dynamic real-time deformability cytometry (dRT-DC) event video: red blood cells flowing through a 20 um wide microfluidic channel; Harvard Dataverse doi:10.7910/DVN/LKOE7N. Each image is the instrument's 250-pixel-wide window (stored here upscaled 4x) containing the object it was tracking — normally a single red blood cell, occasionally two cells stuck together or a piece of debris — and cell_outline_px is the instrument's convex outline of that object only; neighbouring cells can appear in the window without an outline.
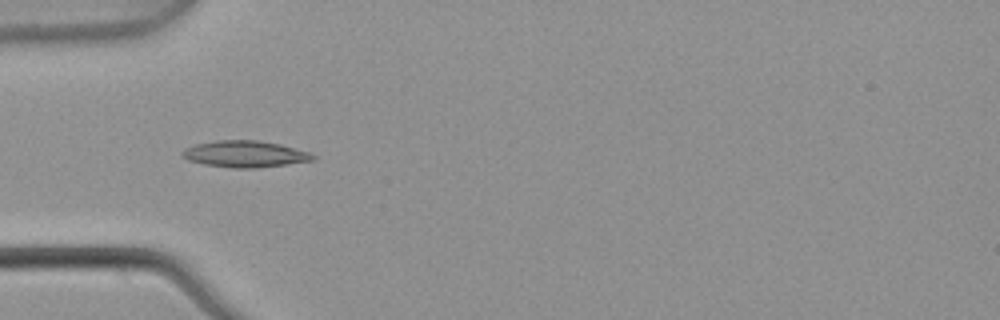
{"species": "common noctule bat (a hibernating species)", "species_latin": "Nyctalus noctula", "temperature_condition": "warm", "stored_images_in_passage": 4, "camera_frame_rate_fps": 3000, "um_per_image_px": 0.085, "animal": {"sex": "male", "body_mass_g": 21.5, "forearm_length_mm": 52.0}, "frame": {"image": 1, "passage_image": 4, "time_ms": 1.0, "image_size_px": [1000, 320], "cell_outline_px": [[316, 160], [256, 168], [232, 168], [204, 164], [188, 160], [180, 156], [180, 152], [184, 148], [196, 144], [216, 140], [256, 140], [280, 144], [308, 152], [316, 156]], "centroid_in_image_um": [20.78, 13.09], "position_along_channel_um": 64.2, "area_um2": 20.23}}